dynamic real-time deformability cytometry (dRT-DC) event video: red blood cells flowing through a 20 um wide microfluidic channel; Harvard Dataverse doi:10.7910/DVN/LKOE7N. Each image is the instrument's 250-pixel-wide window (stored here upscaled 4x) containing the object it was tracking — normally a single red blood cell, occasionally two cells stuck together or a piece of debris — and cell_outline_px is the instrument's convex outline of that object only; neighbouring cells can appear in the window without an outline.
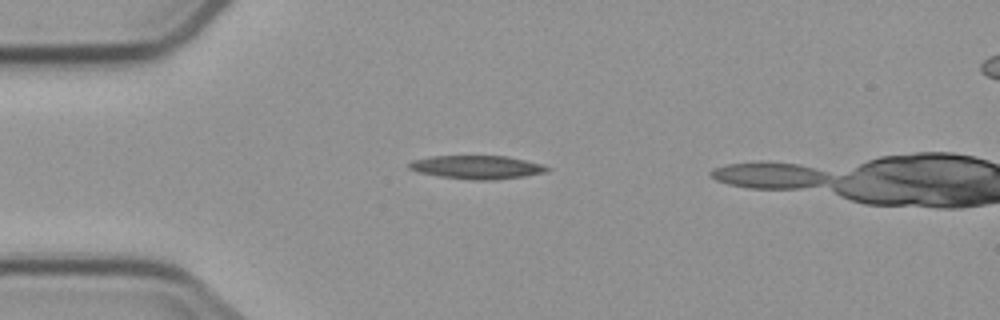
{"species": "common noctule bat (a hibernating species)", "species_latin": "Nyctalus noctula", "temperature_condition": "cold", "stored_images_in_passage": 4, "camera_frame_rate_fps": 3000, "um_per_image_px": 0.085, "animal": {"sex": "male", "body_mass_g": 23.1, "forearm_length_mm": 52.7}, "frame": {"image": 1, "passage_image": 3, "time_ms": 2.333, "image_size_px": [1000, 320], "cell_outline_px": [[552, 168], [548, 172], [524, 176], [492, 180], [476, 180], [440, 176], [416, 172], [408, 168], [408, 164], [412, 160], [432, 156], [508, 156], [544, 164]], "centroid_in_image_um": [40.58, 14.21], "position_along_channel_um": 44.4, "area_um2": 18.96}}